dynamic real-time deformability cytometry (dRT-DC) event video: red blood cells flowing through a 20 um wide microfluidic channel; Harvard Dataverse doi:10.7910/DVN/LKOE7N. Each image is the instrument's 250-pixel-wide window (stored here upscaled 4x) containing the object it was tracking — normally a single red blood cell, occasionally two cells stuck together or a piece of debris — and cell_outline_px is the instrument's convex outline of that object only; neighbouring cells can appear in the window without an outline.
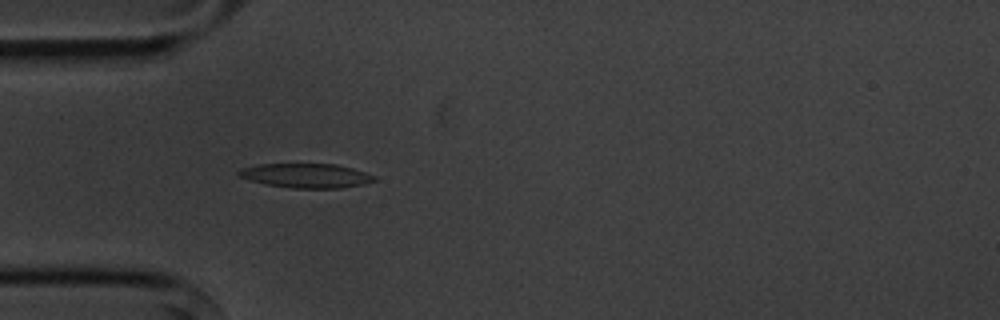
{"species": "common noctule bat (a hibernating species)", "species_latin": "Nyctalus noctula", "temperature_condition": "cold", "stored_images_in_passage": 4, "camera_frame_rate_fps": 3000, "um_per_image_px": 0.085, "animal": {"sex": "male", "body_mass_g": 20.1, "forearm_length_mm": 53.5}, "frame": {"image": 1, "passage_image": 4, "time_ms": 3.667, "image_size_px": [1000, 320], "cell_outline_px": [[376, 180], [364, 184], [340, 188], [292, 188], [264, 184], [240, 176], [236, 172], [240, 168], [260, 164], [336, 164], [352, 168], [376, 176]], "centroid_in_image_um": [26.03, 14.93], "position_along_channel_um": 59.0, "area_um2": 19.13}}